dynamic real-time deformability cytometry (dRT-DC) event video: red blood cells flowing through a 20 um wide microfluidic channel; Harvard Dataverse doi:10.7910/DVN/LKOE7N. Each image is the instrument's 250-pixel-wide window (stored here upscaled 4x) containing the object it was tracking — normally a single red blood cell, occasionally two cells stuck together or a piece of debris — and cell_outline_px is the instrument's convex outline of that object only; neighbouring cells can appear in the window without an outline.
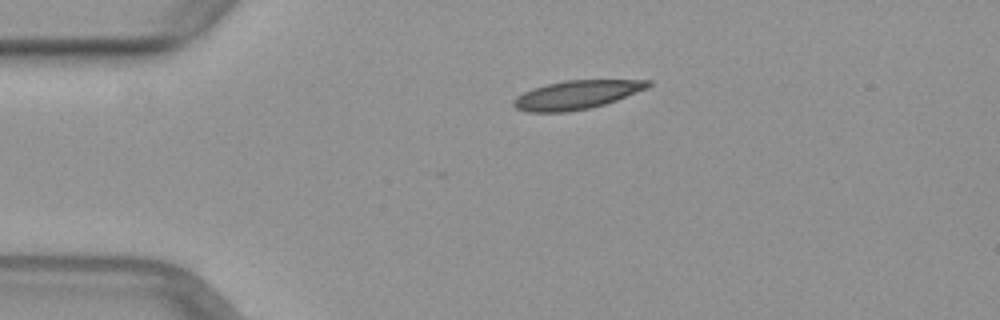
{"species": "common noctule bat (a hibernating species)", "species_latin": "Nyctalus noctula", "temperature_condition": "warm", "stored_images_in_passage": 39, "camera_frame_rate_fps": 3000, "um_per_image_px": 0.085, "animal": {"sex": "female", "body_mass_g": 29.2, "forearm_length_mm": 56.3}, "frame": {"image": 1, "passage_image": 1, "time_ms": 0.0, "image_size_px": [1000, 320], "cell_outline_px": [[652, 84], [648, 88], [616, 100], [604, 104], [588, 108], [568, 112], [528, 112], [516, 108], [512, 104], [512, 100], [516, 96], [532, 88], [564, 80], [652, 80]], "centroid_in_image_um": [49.0, 8.05], "position_along_channel_um": 36.0, "area_um2": 22.43}}
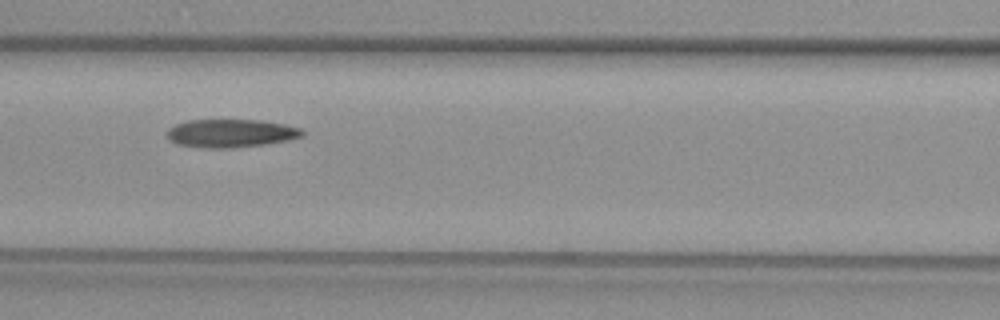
{"frame": {"image": 2, "passage_image": 12, "time_ms": 3.667, "image_size_px": [1000, 320], "cell_outline_px": [[304, 136], [288, 140], [264, 144], [228, 148], [208, 148], [180, 144], [172, 140], [168, 136], [168, 128], [176, 124], [188, 120], [260, 120], [284, 124], [300, 128], [304, 132]], "centroid_in_image_um": [19.66, 11.32], "position_along_channel_um": 146.9, "area_um2": 21.91}}
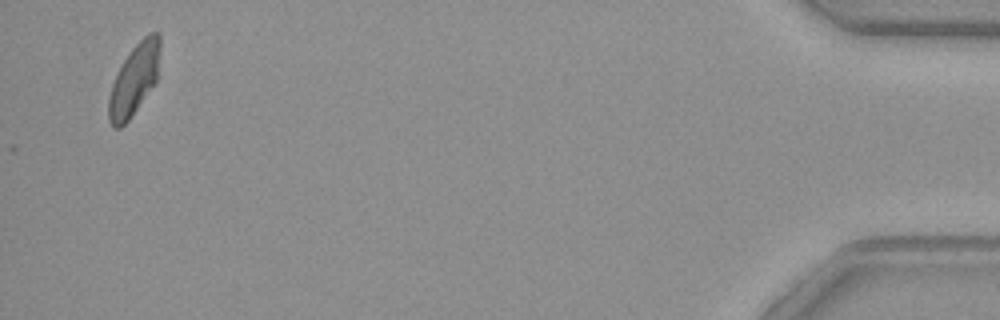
{"frame": {"image": 3, "passage_image": 39, "time_ms": 12.667, "image_size_px": [1000, 320], "cell_outline_px": [[160, 48], [156, 80], [128, 120], [120, 128], [112, 128], [108, 120], [108, 96], [112, 84], [124, 60], [132, 48], [148, 32], [156, 32], [160, 36]], "centroid_in_image_um": [11.38, 6.77], "position_along_channel_um": 423.8, "area_um2": 20.81}}